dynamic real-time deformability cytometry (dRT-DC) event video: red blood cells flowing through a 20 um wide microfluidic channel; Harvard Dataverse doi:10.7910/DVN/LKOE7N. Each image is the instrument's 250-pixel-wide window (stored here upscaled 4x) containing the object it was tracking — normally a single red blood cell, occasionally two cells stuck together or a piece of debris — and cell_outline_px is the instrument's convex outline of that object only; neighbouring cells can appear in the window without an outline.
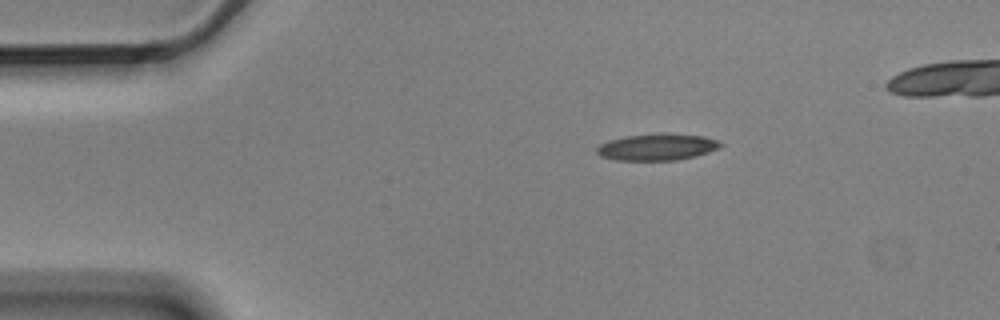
{"species": "Egyptian fruit bat (a non-hibernating species)", "species_latin": "Rousettus aegyptiacus", "temperature_condition": "cold", "stored_images_in_passage": 14, "camera_frame_rate_fps": 3000, "um_per_image_px": 0.085, "animal": {"sex": "male"}, "frame": {"image": 1, "passage_image": 1, "time_ms": 0.0, "image_size_px": [1000, 320], "cell_outline_px": [[724, 144], [720, 148], [696, 156], [676, 160], [616, 160], [600, 156], [596, 152], [596, 148], [600, 144], [608, 140], [624, 136], [664, 132], [668, 132], [704, 136], [720, 140]], "centroid_in_image_um": [55.89, 12.47], "position_along_channel_um": 29.1, "area_um2": 19.65}}
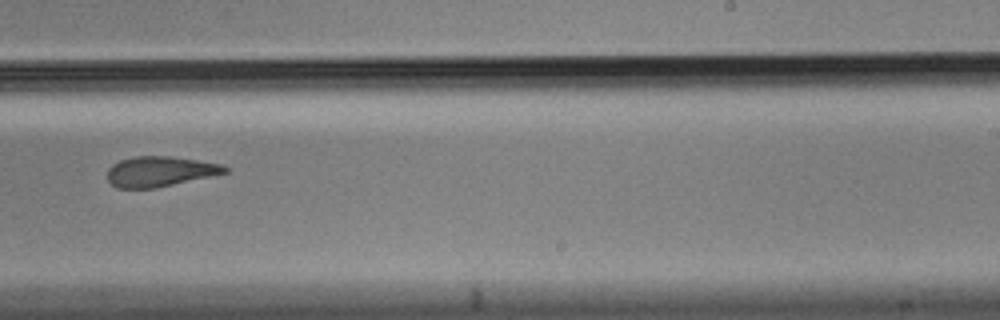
{"frame": {"image": 2, "passage_image": 8, "time_ms": 2.333, "image_size_px": [1000, 320], "cell_outline_px": [[228, 172], [156, 188], [116, 188], [108, 180], [108, 168], [112, 164], [120, 160], [136, 156], [168, 156], [224, 164], [228, 168]], "centroid_in_image_um": [13.58, 14.57], "position_along_channel_um": 275.4, "area_um2": 20.58}}
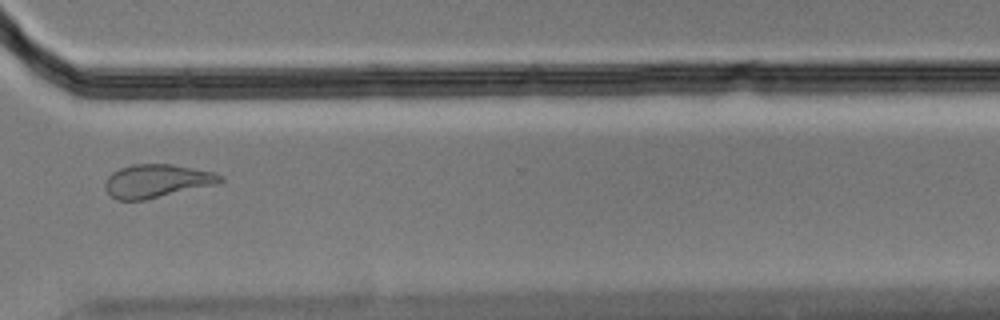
{"frame": {"image": 3, "passage_image": 10, "time_ms": 3.0, "image_size_px": [1000, 320], "cell_outline_px": [[224, 180], [220, 184], [144, 200], [116, 200], [104, 188], [104, 184], [108, 176], [112, 172], [120, 168], [132, 164], [172, 164], [212, 172], [224, 176]], "centroid_in_image_um": [13.35, 15.39], "position_along_channel_um": 357.3, "area_um2": 22.48}}